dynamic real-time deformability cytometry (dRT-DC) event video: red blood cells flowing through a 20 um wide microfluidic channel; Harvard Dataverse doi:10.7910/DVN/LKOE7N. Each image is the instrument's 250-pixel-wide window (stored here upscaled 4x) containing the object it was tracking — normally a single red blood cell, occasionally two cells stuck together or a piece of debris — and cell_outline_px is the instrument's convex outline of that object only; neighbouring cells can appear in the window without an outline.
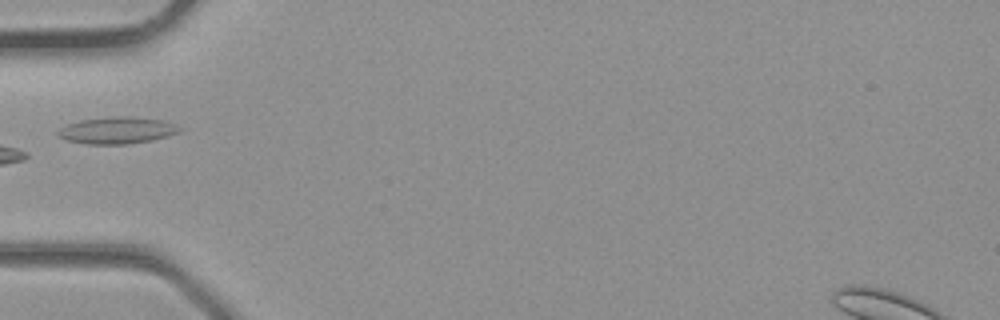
{"species": "common noctule bat (a hibernating species)", "species_latin": "Nyctalus noctula", "temperature_condition": "room temperature", "stored_images_in_passage": 2, "camera_frame_rate_fps": 3000, "um_per_image_px": 0.085, "animal": {"sex": "male", "body_mass_g": 23.1, "forearm_length_mm": 52.7}, "frame": {"image": 1, "passage_image": 2, "time_ms": 0.333, "image_size_px": [1000, 320], "cell_outline_px": [[180, 132], [168, 136], [152, 140], [128, 144], [88, 144], [68, 140], [60, 136], [56, 132], [60, 128], [68, 124], [80, 120], [116, 116], [128, 116], [164, 120], [176, 124], [180, 128]], "centroid_in_image_um": [9.99, 11.07], "position_along_channel_um": 75.0, "area_um2": 18.9}}